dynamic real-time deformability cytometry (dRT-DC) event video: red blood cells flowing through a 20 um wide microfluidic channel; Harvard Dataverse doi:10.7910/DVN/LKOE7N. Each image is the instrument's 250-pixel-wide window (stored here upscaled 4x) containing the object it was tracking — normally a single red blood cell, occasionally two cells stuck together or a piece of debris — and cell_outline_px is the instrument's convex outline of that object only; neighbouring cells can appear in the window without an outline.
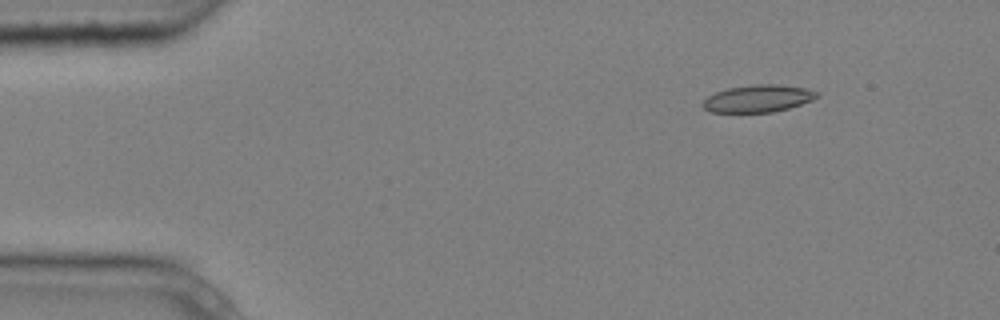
{"species": "common noctule bat (a hibernating species)", "species_latin": "Nyctalus noctula", "temperature_condition": "cold", "stored_images_in_passage": 6, "camera_frame_rate_fps": 3000, "um_per_image_px": 0.085, "animal": {"sex": "male", "body_mass_g": 20.4}, "frame": {"image": 1, "passage_image": 2, "time_ms": 0.333, "image_size_px": [1000, 320], "cell_outline_px": [[820, 96], [812, 100], [788, 108], [772, 112], [708, 112], [700, 104], [708, 96], [716, 92], [728, 88], [752, 84], [772, 84], [804, 88], [820, 92]], "centroid_in_image_um": [64.41, 8.37], "position_along_channel_um": 20.6, "area_um2": 18.09}}
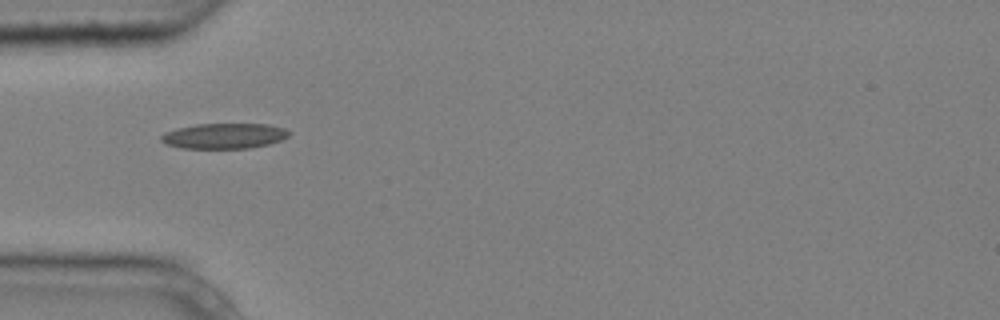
{"frame": {"image": 2, "passage_image": 5, "time_ms": 1.333, "image_size_px": [1000, 320], "cell_outline_px": [[292, 132], [288, 136], [280, 140], [268, 144], [248, 148], [180, 148], [164, 144], [160, 140], [160, 136], [164, 132], [176, 128], [196, 124], [268, 124], [284, 128]], "centroid_in_image_um": [19.01, 11.55], "position_along_channel_um": 66.0, "area_um2": 19.02}}
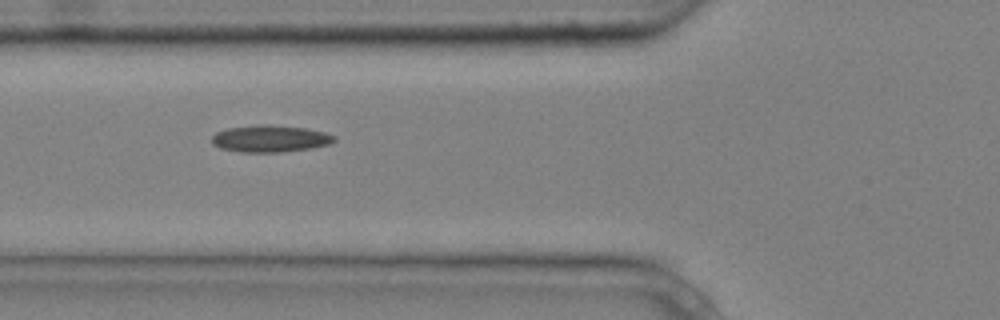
{"frame": {"image": 3, "passage_image": 6, "time_ms": 1.667, "image_size_px": [1000, 320], "cell_outline_px": [[336, 140], [328, 144], [312, 148], [280, 152], [240, 152], [220, 148], [212, 144], [212, 136], [216, 132], [228, 128], [256, 124], [268, 124], [304, 128], [324, 132], [336, 136]], "centroid_in_image_um": [22.94, 11.78], "position_along_channel_um": 102.9, "area_um2": 19.25}}